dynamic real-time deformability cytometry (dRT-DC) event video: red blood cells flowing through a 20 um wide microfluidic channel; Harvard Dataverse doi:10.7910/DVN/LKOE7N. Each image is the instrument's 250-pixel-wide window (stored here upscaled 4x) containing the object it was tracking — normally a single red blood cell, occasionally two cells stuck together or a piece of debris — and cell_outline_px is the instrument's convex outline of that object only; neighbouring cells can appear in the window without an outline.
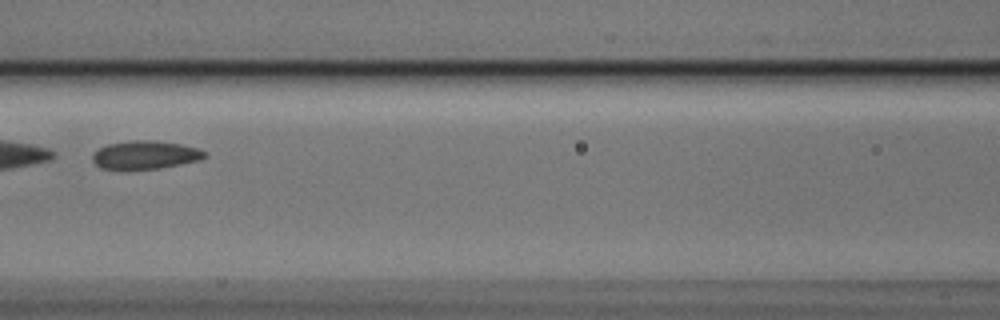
{"species": "Egyptian fruit bat (a non-hibernating species)", "species_latin": "Rousettus aegyptiacus", "temperature_condition": "cold", "stored_images_in_passage": 13, "camera_frame_rate_fps": 3000, "um_per_image_px": 0.085, "animal": {"sex": "male"}, "frame": {"image": 1, "passage_image": 6, "time_ms": 1.667, "image_size_px": [1000, 320], "cell_outline_px": [[208, 156], [200, 160], [160, 168], [100, 168], [92, 160], [92, 152], [108, 144], [132, 140], [156, 140], [180, 144], [196, 148], [208, 152]], "centroid_in_image_um": [12.37, 13.15], "position_along_channel_um": 154.2, "area_um2": 18.32}}
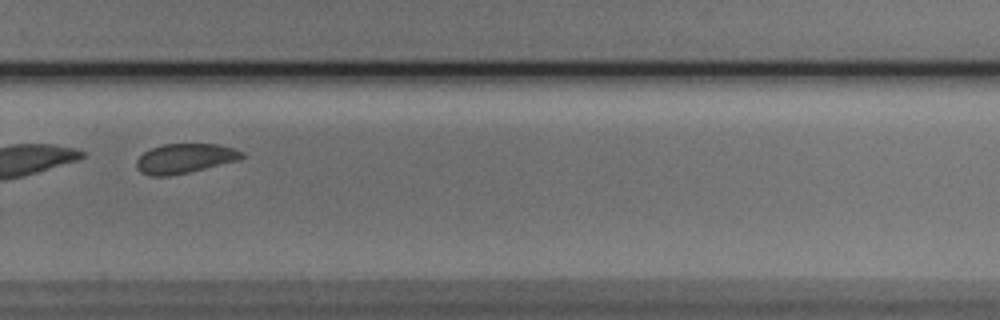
{"frame": {"image": 2, "passage_image": 10, "time_ms": 3.0, "image_size_px": [1000, 320], "cell_outline_px": [[244, 156], [240, 160], [188, 172], [168, 176], [148, 176], [140, 172], [136, 168], [136, 160], [144, 152], [152, 148], [164, 144], [220, 144], [244, 152]], "centroid_in_image_um": [15.7, 13.47], "position_along_channel_um": 314.1, "area_um2": 18.21}}
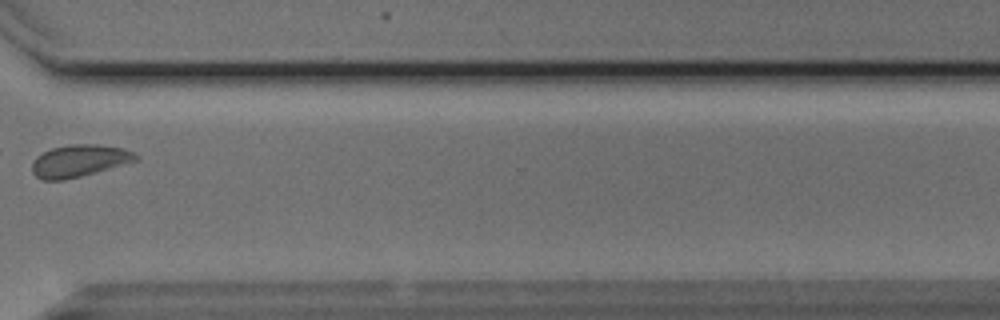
{"frame": {"image": 3, "passage_image": 11, "time_ms": 3.333, "image_size_px": [1000, 320], "cell_outline_px": [[140, 160], [96, 172], [64, 180], [40, 180], [32, 172], [32, 164], [36, 156], [52, 148], [68, 144], [100, 144], [124, 148], [140, 156]], "centroid_in_image_um": [6.76, 13.66], "position_along_channel_um": 363.8, "area_um2": 19.59}}